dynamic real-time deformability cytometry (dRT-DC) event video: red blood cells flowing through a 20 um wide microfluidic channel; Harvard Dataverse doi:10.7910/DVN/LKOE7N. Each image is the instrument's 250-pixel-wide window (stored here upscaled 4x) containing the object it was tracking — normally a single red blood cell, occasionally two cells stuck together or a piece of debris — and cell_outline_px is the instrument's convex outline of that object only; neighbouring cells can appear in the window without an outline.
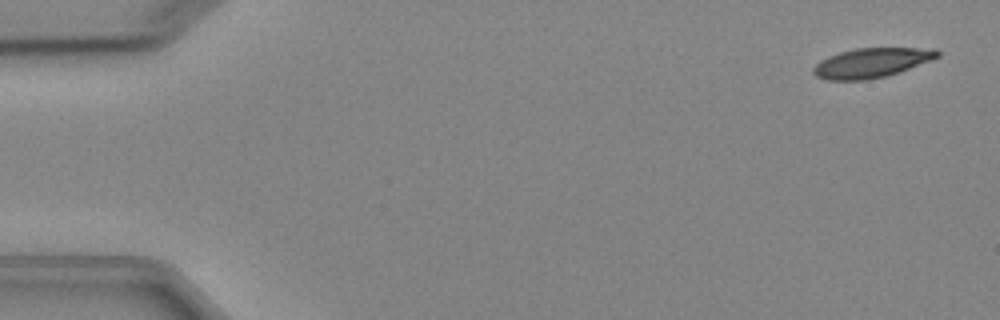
{"species": "Egyptian fruit bat (a non-hibernating species)", "species_latin": "Rousettus aegyptiacus", "temperature_condition": "cold", "stored_images_in_passage": 6, "camera_frame_rate_fps": 3000, "um_per_image_px": 0.085, "animal": {"sex": "female"}, "frame": {"image": 1, "passage_image": 1, "time_ms": 0.0, "image_size_px": [1000, 320], "cell_outline_px": [[940, 56], [900, 72], [888, 76], [868, 80], [828, 80], [816, 76], [812, 72], [812, 68], [820, 60], [828, 56], [840, 52], [856, 48], [936, 48], [940, 52]], "centroid_in_image_um": [74.07, 5.34], "position_along_channel_um": 10.9, "area_um2": 21.5}}